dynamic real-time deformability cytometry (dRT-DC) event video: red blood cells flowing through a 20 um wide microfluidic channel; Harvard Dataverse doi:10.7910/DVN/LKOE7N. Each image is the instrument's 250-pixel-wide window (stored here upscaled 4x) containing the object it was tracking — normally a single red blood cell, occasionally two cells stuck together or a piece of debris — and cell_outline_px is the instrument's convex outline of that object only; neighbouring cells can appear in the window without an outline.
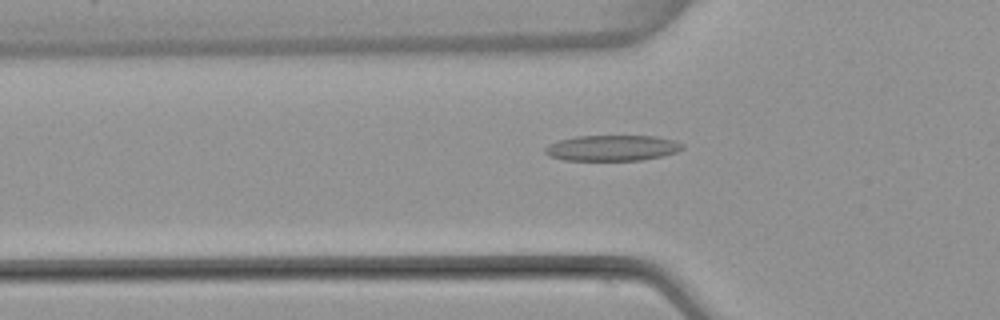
{"species": "common noctule bat (a hibernating species)", "species_latin": "Nyctalus noctula", "temperature_condition": "warm", "stored_images_in_passage": 50, "camera_frame_rate_fps": 3000, "um_per_image_px": 0.085, "animal": {"sex": "female", "body_mass_g": 22.7, "forearm_length_mm": 54.2}, "frame": {"image": 1, "passage_image": 17, "time_ms": 5.333, "image_size_px": [1000, 320], "cell_outline_px": [[684, 148], [676, 152], [660, 156], [640, 160], [564, 160], [548, 156], [544, 152], [544, 148], [548, 144], [560, 140], [576, 136], [656, 136], [676, 140], [684, 144]], "centroid_in_image_um": [52.03, 12.57], "position_along_channel_um": 73.8, "area_um2": 20.63}}
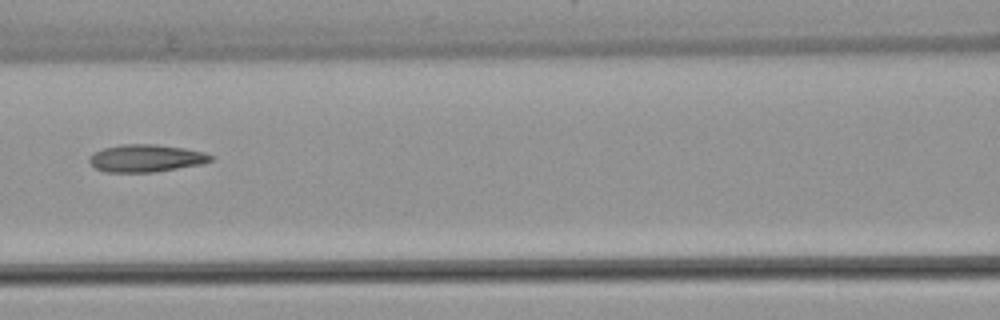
{"frame": {"image": 2, "passage_image": 23, "time_ms": 7.333, "image_size_px": [1000, 320], "cell_outline_px": [[216, 156], [212, 160], [204, 164], [152, 172], [104, 172], [96, 168], [88, 160], [88, 156], [104, 148], [120, 144], [156, 144], [184, 148], [204, 152]], "centroid_in_image_um": [12.44, 13.44], "position_along_channel_um": 154.2, "area_um2": 19.54}}
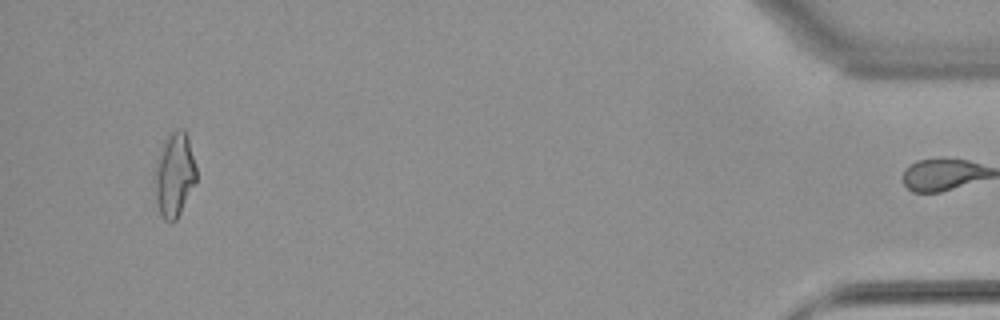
{"frame": {"image": 3, "passage_image": 49, "time_ms": 16.0, "image_size_px": [1000, 320], "cell_outline_px": [[196, 180], [176, 220], [172, 224], [168, 224], [160, 216], [156, 204], [156, 168], [160, 148], [164, 136], [176, 128], [184, 128], [188, 136], [196, 168]], "centroid_in_image_um": [14.82, 14.83], "position_along_channel_um": 420.4, "area_um2": 20.46}, "authors_computed_cell_mechanics": {"area_um2": 19.5364, "velocity_mm_per_s": 3.967, "shape_relaxation_time_tau1_ms": null, "shape_relaxation_time_tau2_ms": 3.7915, "deformation_change_tau1": null, "deformation_change_tau2": 0.1503}}